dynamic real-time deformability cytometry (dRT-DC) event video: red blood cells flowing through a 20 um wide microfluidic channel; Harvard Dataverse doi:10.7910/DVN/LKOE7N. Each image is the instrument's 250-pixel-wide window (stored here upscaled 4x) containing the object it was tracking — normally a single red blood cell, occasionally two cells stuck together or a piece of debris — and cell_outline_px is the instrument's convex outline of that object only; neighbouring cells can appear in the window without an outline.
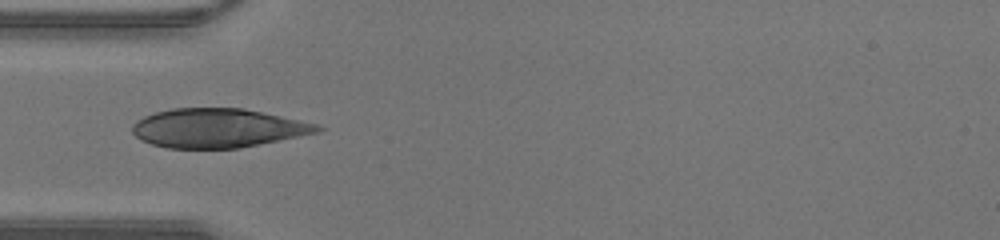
{"species": "human", "species_latin": "Homo sapiens", "temperature_condition": "warm", "stored_images_in_passage": 29, "camera_frame_rate_fps": 3000, "um_per_image_px": 0.085, "donor": {"sex": "male"}, "frame": {"image": 1, "passage_image": 12, "time_ms": 3.667, "image_size_px": [1000, 240], "cell_outline_px": [[324, 128], [320, 132], [240, 148], [168, 148], [152, 144], [136, 136], [132, 132], [132, 124], [136, 120], [144, 116], [156, 112], [172, 108], [244, 108], [316, 124]], "centroid_in_image_um": [18.5, 10.88], "position_along_channel_um": 66.5, "area_um2": 41.85}}
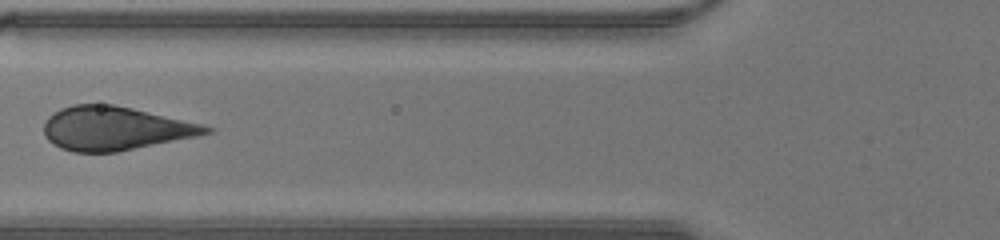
{"frame": {"image": 2, "passage_image": 15, "time_ms": 4.667, "image_size_px": [1000, 240], "cell_outline_px": [[216, 128], [212, 132], [196, 136], [116, 152], [72, 152], [60, 148], [52, 144], [44, 136], [44, 120], [48, 116], [60, 108], [72, 104], [112, 104], [132, 108], [204, 124]], "centroid_in_image_um": [9.75, 10.91], "position_along_channel_um": 116.1, "area_um2": 41.38}}
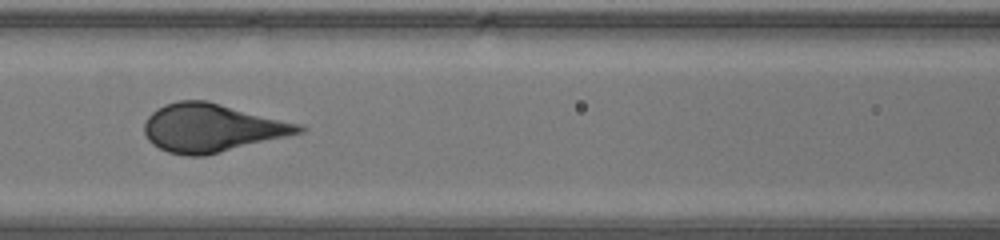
{"frame": {"image": 3, "passage_image": 17, "time_ms": 5.333, "image_size_px": [1000, 240], "cell_outline_px": [[308, 128], [304, 132], [288, 136], [204, 156], [188, 156], [168, 152], [152, 144], [148, 140], [144, 132], [144, 124], [148, 116], [152, 112], [164, 104], [180, 100], [204, 100], [300, 124]], "centroid_in_image_um": [17.99, 10.88], "position_along_channel_um": 148.6, "area_um2": 43.06}}